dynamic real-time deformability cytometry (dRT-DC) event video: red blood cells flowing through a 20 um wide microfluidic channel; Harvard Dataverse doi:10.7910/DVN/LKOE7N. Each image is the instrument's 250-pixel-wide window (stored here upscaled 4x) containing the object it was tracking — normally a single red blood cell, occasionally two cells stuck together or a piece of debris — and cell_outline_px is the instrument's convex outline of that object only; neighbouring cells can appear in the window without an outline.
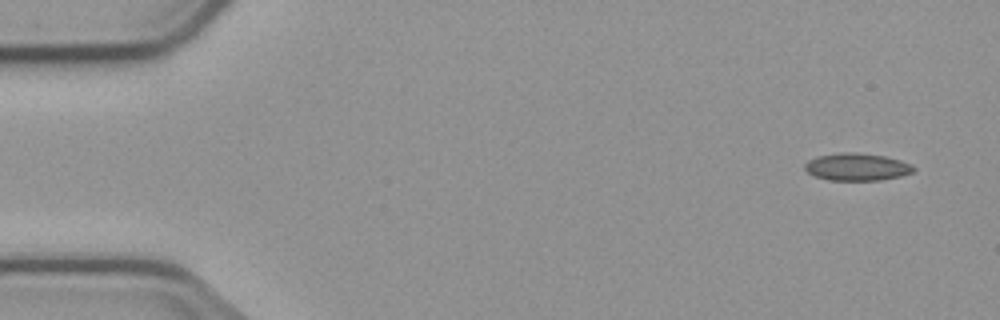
{"species": "common noctule bat (a hibernating species)", "species_latin": "Nyctalus noctula", "temperature_condition": "cold", "stored_images_in_passage": 7, "camera_frame_rate_fps": 3000, "um_per_image_px": 0.085, "animal": {"sex": "male", "body_mass_g": 23.1, "forearm_length_mm": 52.7}, "frame": {"image": 1, "passage_image": 1, "time_ms": 0.0, "image_size_px": [1000, 320], "cell_outline_px": [[916, 168], [912, 172], [900, 176], [880, 180], [828, 180], [816, 176], [808, 172], [804, 168], [804, 164], [808, 160], [816, 156], [840, 152], [852, 152], [884, 156], [900, 160], [912, 164]], "centroid_in_image_um": [72.82, 14.18], "position_along_channel_um": 12.2, "area_um2": 17.34}}
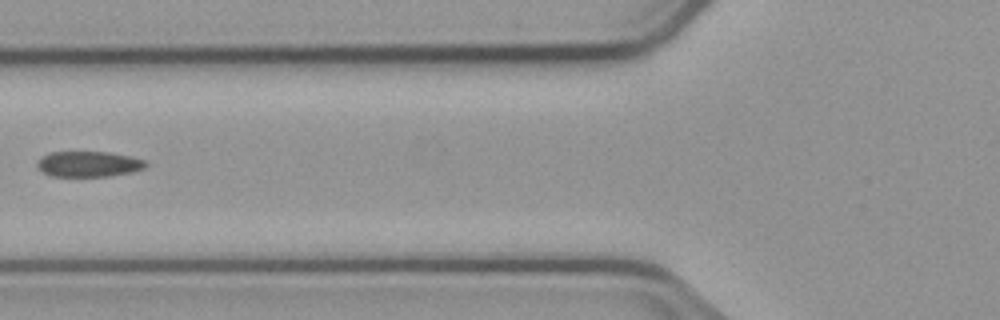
{"frame": {"image": 2, "passage_image": 6, "time_ms": 6.0, "image_size_px": [1000, 320], "cell_outline_px": [[148, 164], [144, 168], [132, 172], [108, 176], [52, 176], [36, 168], [36, 164], [44, 156], [52, 152], [108, 152], [128, 156], [144, 160]], "centroid_in_image_um": [7.54, 13.95], "position_along_channel_um": 118.3, "area_um2": 15.95}}
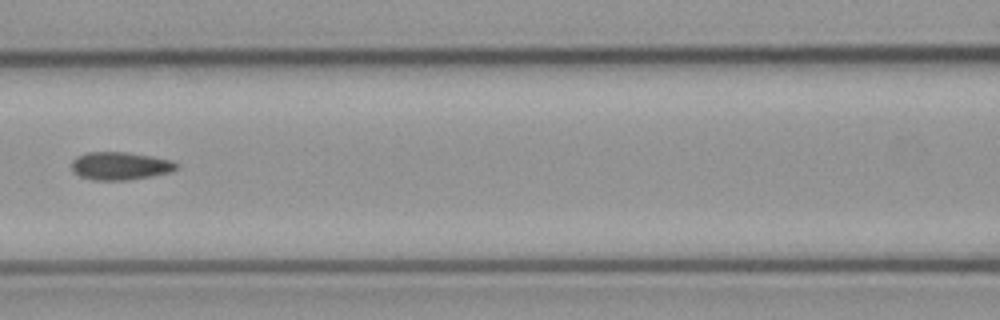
{"frame": {"image": 3, "passage_image": 7, "time_ms": 7.0, "image_size_px": [1000, 320], "cell_outline_px": [[180, 168], [172, 172], [152, 176], [128, 180], [92, 180], [80, 176], [72, 172], [72, 160], [76, 156], [88, 152], [128, 152], [152, 156], [172, 160], [180, 164]], "centroid_in_image_um": [10.25, 14.1], "position_along_channel_um": 156.3, "area_um2": 17.4}}